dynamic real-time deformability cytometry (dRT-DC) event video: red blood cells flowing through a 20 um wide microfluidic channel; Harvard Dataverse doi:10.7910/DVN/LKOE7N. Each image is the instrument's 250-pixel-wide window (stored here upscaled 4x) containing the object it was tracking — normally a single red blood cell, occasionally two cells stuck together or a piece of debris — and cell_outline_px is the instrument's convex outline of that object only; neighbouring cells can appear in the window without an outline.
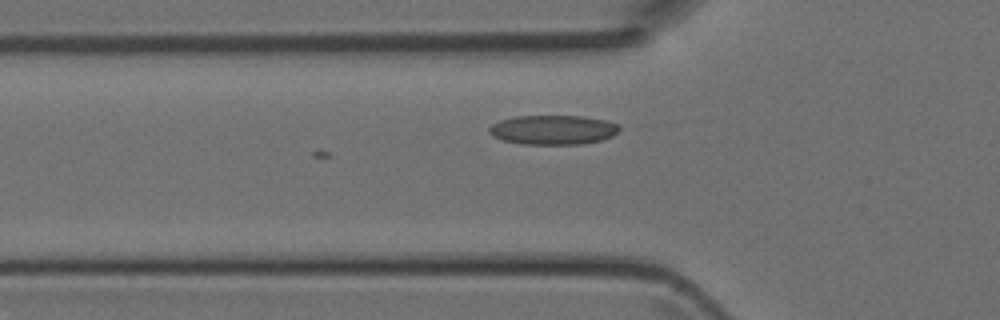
{"species": "Egyptian fruit bat (a non-hibernating species)", "species_latin": "Rousettus aegyptiacus", "temperature_condition": "room temperature", "stored_images_in_passage": 9, "camera_frame_rate_fps": 3000, "um_per_image_px": 0.085, "animal": {"sex": "female"}, "frame": {"image": 1, "passage_image": 9, "time_ms": 2.667, "image_size_px": [1000, 320], "cell_outline_px": [[620, 128], [612, 136], [600, 140], [580, 144], [524, 144], [504, 140], [492, 136], [488, 132], [488, 128], [492, 124], [500, 120], [516, 116], [580, 116], [608, 120], [620, 124]], "centroid_in_image_um": [47.01, 11.03], "position_along_channel_um": 78.8, "area_um2": 22.31}}